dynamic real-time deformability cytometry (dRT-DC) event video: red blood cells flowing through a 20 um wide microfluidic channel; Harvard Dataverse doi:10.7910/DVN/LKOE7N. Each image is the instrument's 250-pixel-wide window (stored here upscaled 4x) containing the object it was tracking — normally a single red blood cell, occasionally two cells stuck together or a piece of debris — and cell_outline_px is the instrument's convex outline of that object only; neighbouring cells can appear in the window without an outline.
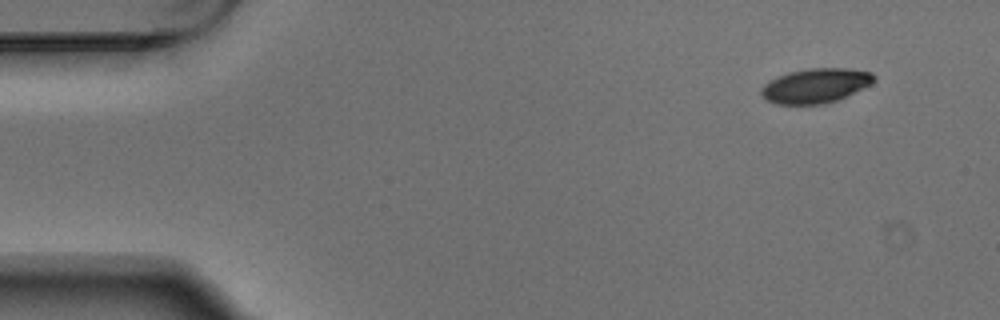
{"species": "Egyptian fruit bat (a non-hibernating species)", "species_latin": "Rousettus aegyptiacus", "temperature_condition": "warm", "stored_images_in_passage": 4, "camera_frame_rate_fps": 3000, "um_per_image_px": 0.085, "animal": {"sex": "male"}, "frame": {"image": 1, "passage_image": 1, "time_ms": 0.0, "image_size_px": [1000, 320], "cell_outline_px": [[876, 80], [872, 84], [836, 100], [824, 104], [776, 104], [768, 100], [760, 92], [760, 88], [764, 84], [788, 72], [808, 68], [848, 68], [872, 72], [876, 76]], "centroid_in_image_um": [69.36, 7.27], "position_along_channel_um": 15.6, "area_um2": 22.6}}
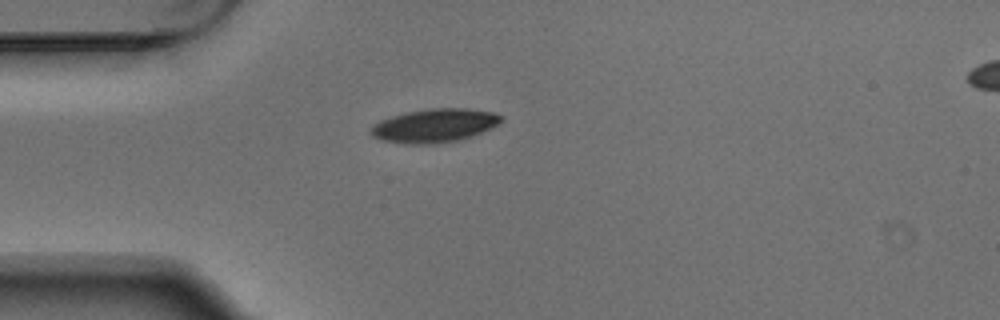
{"frame": {"image": 2, "passage_image": 4, "time_ms": 1.0, "image_size_px": [1000, 320], "cell_outline_px": [[504, 120], [492, 128], [472, 136], [460, 140], [436, 144], [404, 144], [380, 140], [372, 136], [368, 132], [372, 124], [380, 120], [392, 116], [408, 112], [432, 108], [468, 108], [492, 112], [504, 116]], "centroid_in_image_um": [36.93, 10.68], "position_along_channel_um": 48.1, "area_um2": 25.89}}